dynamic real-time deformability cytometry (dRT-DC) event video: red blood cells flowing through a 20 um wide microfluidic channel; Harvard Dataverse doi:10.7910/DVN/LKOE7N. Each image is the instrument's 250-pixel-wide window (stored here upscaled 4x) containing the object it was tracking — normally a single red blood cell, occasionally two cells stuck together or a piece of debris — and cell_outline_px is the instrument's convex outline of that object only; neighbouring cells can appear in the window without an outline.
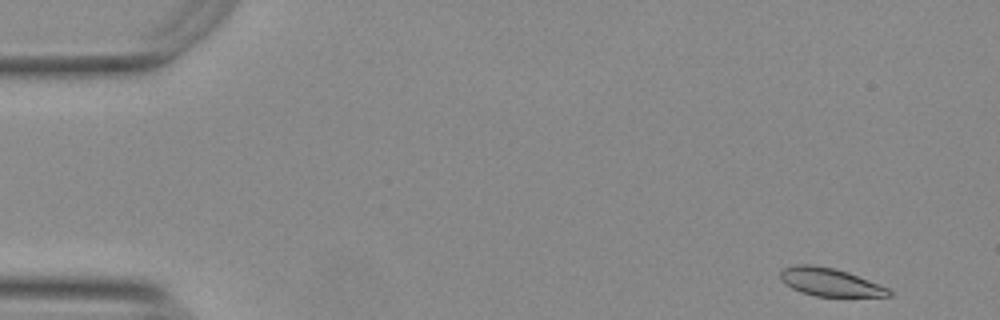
{"species": "Egyptian fruit bat (a non-hibernating species)", "species_latin": "Rousettus aegyptiacus", "temperature_condition": "warm", "stored_images_in_passage": 51, "camera_frame_rate_fps": 3000, "um_per_image_px": 0.085, "animal": {"sex": "female"}, "frame": {"image": 1, "passage_image": 1, "time_ms": 0.0, "image_size_px": [1000, 320], "cell_outline_px": [[892, 296], [816, 296], [800, 292], [792, 288], [780, 276], [780, 272], [784, 268], [796, 264], [808, 264], [832, 268], [848, 272], [888, 288], [892, 292]], "centroid_in_image_um": [70.56, 23.98], "position_along_channel_um": 14.4, "area_um2": 17.34}}
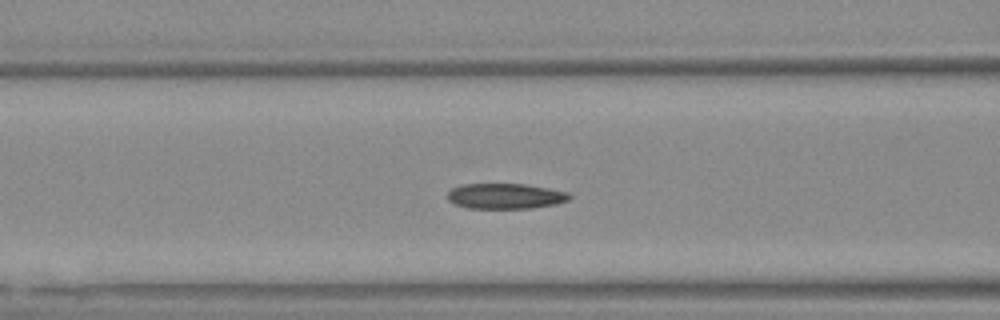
{"frame": {"image": 2, "passage_image": 19, "time_ms": 6.0, "image_size_px": [1000, 320], "cell_outline_px": [[572, 196], [568, 200], [556, 204], [532, 208], [468, 208], [456, 204], [448, 200], [448, 192], [452, 188], [464, 184], [524, 184], [548, 188], [568, 192]], "centroid_in_image_um": [42.97, 16.67], "position_along_channel_um": 123.6, "area_um2": 17.98}}
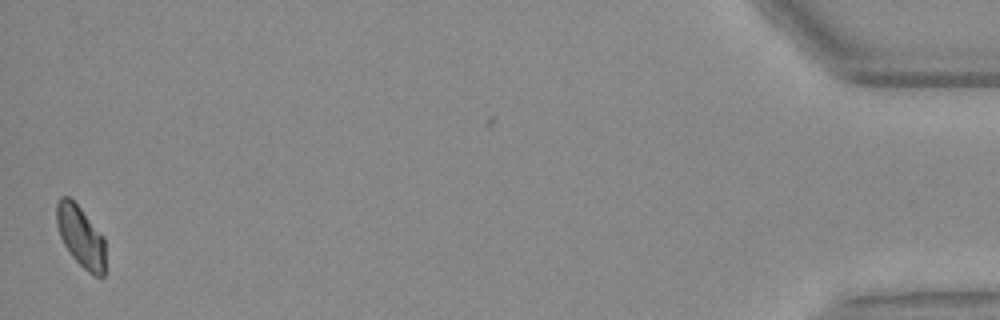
{"frame": {"image": 3, "passage_image": 51, "time_ms": 16.667, "image_size_px": [1000, 320], "cell_outline_px": [[104, 276], [100, 280], [88, 272], [72, 256], [64, 244], [60, 236], [56, 224], [56, 204], [60, 196], [68, 196], [80, 208], [104, 236]], "centroid_in_image_um": [6.86, 20.11], "position_along_channel_um": 428.3, "area_um2": 17.4}, "authors_computed_cell_mechanics": {"area_um2": 18.4382, "velocity_mm_per_s": 3.732, "shape_relaxation_time_tau1_ms": 10.9022, "shape_relaxation_time_tau2_ms": 3.4003, "deformation_change_tau1": 0.2268, "deformation_change_tau2": 0.0805}}